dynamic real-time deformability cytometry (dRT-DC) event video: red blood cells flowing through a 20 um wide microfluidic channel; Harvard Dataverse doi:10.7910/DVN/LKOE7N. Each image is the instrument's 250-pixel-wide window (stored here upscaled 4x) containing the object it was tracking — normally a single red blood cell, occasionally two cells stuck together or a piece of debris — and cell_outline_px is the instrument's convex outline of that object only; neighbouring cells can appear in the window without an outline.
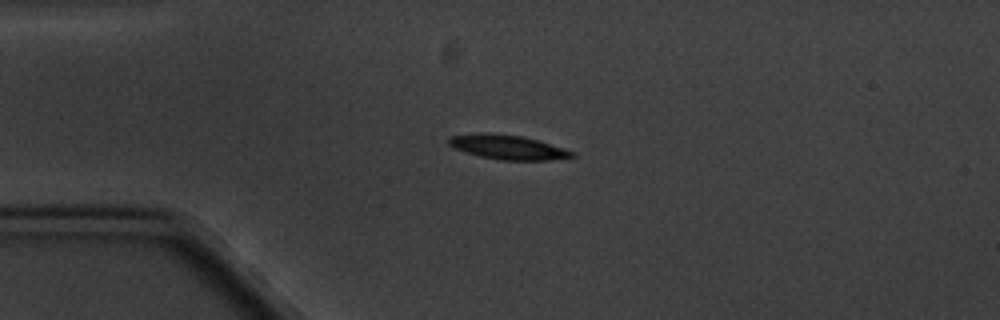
{"species": "common noctule bat (a hibernating species)", "species_latin": "Nyctalus noctula", "temperature_condition": "cold", "stored_images_in_passage": 3, "camera_frame_rate_fps": 3000, "um_per_image_px": 0.085, "animal": {"sex": "male", "body_mass_g": 20.1, "forearm_length_mm": 53.5}, "frame": {"image": 1, "passage_image": 1, "time_ms": 0.0, "image_size_px": [1000, 320], "cell_outline_px": [[576, 156], [548, 160], [500, 160], [480, 156], [464, 152], [448, 144], [448, 140], [452, 136], [484, 132], [488, 132], [520, 136], [536, 140], [576, 152]], "centroid_in_image_um": [43.16, 12.51], "position_along_channel_um": 41.8, "area_um2": 17.28}}